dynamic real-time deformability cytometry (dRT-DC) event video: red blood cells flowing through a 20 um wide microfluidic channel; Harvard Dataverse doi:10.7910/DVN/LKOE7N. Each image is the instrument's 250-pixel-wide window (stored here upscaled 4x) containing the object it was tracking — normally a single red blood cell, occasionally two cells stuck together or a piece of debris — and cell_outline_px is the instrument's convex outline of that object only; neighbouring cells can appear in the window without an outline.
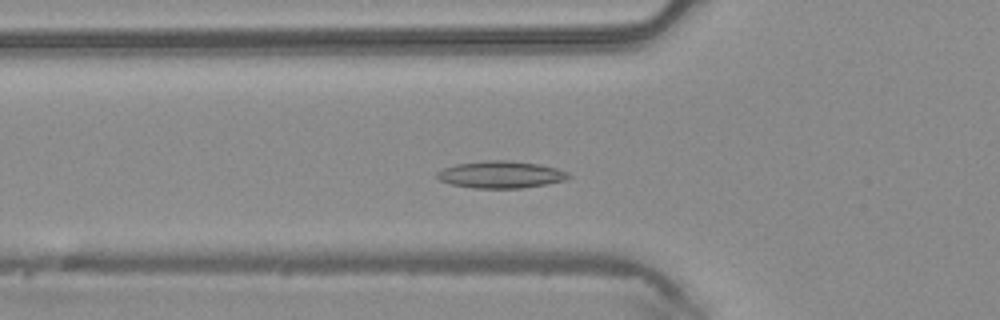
{"species": "common noctule bat (a hibernating species)", "species_latin": "Nyctalus noctula", "temperature_condition": "warm", "stored_images_in_passage": 46, "camera_frame_rate_fps": 3000, "um_per_image_px": 0.085, "animal": {"sex": "male", "body_mass_g": 20.4}, "frame": {"image": 1, "passage_image": 14, "time_ms": 4.333, "image_size_px": [1000, 320], "cell_outline_px": [[572, 176], [568, 180], [548, 184], [520, 188], [472, 188], [452, 184], [440, 180], [436, 176], [436, 172], [444, 168], [456, 164], [488, 160], [508, 160], [540, 164], [556, 168], [568, 172]], "centroid_in_image_um": [42.61, 14.84], "position_along_channel_um": 83.2, "area_um2": 20.87}}
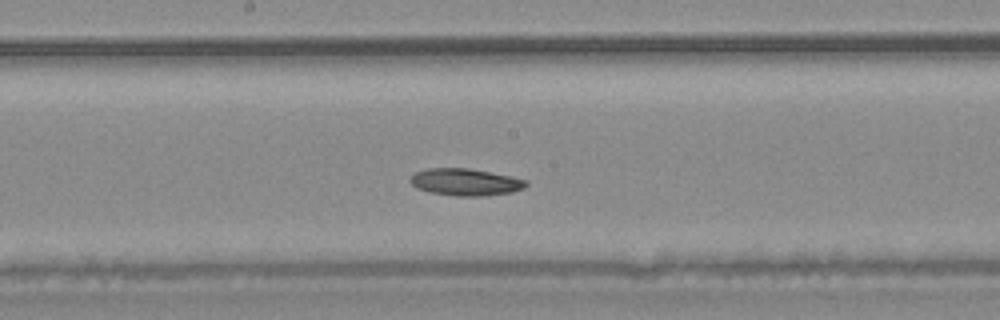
{"frame": {"image": 2, "passage_image": 23, "time_ms": 7.333, "image_size_px": [1000, 320], "cell_outline_px": [[528, 184], [524, 188], [512, 192], [484, 196], [456, 196], [428, 192], [416, 188], [408, 180], [416, 172], [428, 168], [468, 168], [512, 176], [528, 180]], "centroid_in_image_um": [39.57, 15.48], "position_along_channel_um": 208.6, "area_um2": 18.38}}
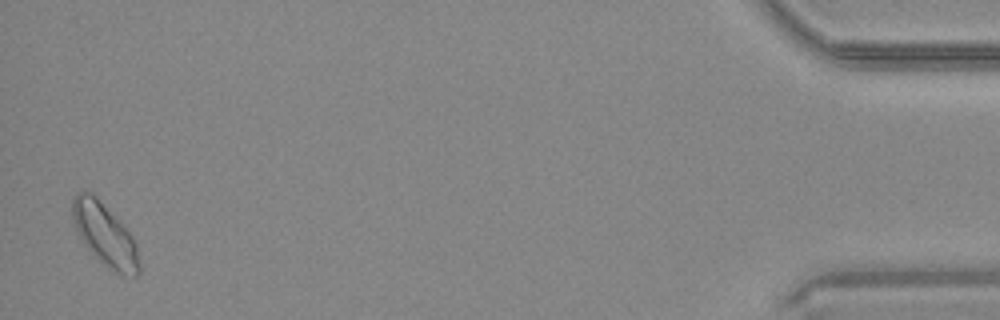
{"frame": {"image": 3, "passage_image": 45, "time_ms": 14.667, "image_size_px": [1000, 320], "cell_outline_px": [[140, 272], [136, 276], [132, 276], [116, 272], [108, 268], [84, 244], [76, 232], [72, 216], [72, 196], [76, 192], [92, 192], [128, 228], [136, 244], [140, 264]], "centroid_in_image_um": [8.91, 19.91], "position_along_channel_um": 426.3, "area_um2": 24.39}, "authors_computed_cell_mechanics": {"area_um2": 18.8428, "velocity_mm_per_s": 4.1678, "shape_relaxation_time_tau1_ms": 11.2173, "shape_relaxation_time_tau2_ms": null, "deformation_change_tau1": 0.1404, "deformation_change_tau2": null}}